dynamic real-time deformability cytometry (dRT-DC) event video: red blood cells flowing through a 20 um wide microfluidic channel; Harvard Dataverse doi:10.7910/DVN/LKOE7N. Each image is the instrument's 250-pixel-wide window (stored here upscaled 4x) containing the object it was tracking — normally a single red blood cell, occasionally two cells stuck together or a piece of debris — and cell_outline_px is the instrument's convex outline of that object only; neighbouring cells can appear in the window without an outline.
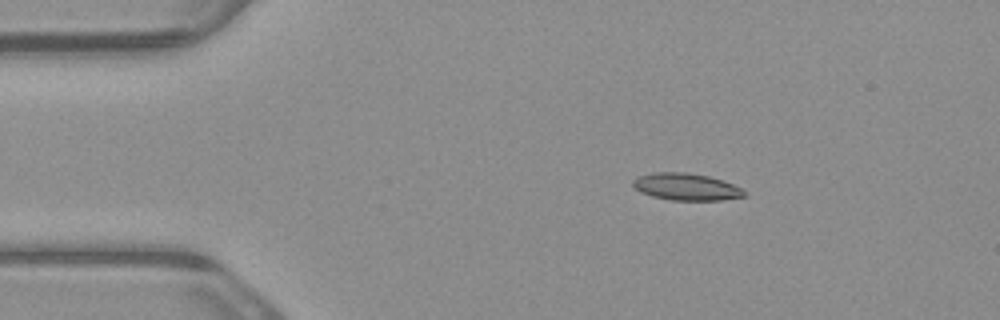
{"species": "common noctule bat (a hibernating species)", "species_latin": "Nyctalus noctula", "temperature_condition": "warm", "stored_images_in_passage": 3, "camera_frame_rate_fps": 3000, "um_per_image_px": 0.085, "animal": {"sex": "male", "body_mass_g": 23.1, "forearm_length_mm": 52.7}, "frame": {"image": 1, "passage_image": 2, "time_ms": 0.333, "image_size_px": [1000, 320], "cell_outline_px": [[744, 196], [720, 200], [672, 200], [652, 196], [640, 192], [632, 184], [632, 180], [636, 176], [656, 172], [688, 172], [708, 176], [732, 184], [740, 188], [744, 192]], "centroid_in_image_um": [58.26, 15.87], "position_along_channel_um": 26.7, "area_um2": 17.34}}